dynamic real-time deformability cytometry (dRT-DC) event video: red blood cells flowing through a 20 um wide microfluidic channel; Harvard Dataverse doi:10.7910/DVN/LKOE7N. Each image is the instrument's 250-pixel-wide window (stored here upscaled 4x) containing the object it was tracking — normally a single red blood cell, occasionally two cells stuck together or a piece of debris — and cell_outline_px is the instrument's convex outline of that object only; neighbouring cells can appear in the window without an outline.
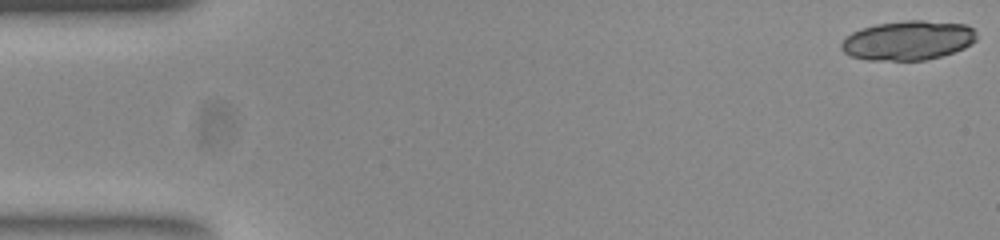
{"species": "common noctule bat (a hibernating species)", "species_latin": "Nyctalus noctula", "temperature_condition": "room temperature", "stored_images_in_passage": 52, "segment_of_instrument_passage": [1, 2], "camera_frame_rate_fps": 3000, "um_per_image_px": 0.085, "animal": {"sex": "female", "body_mass_g": 23.0, "forearm_length_mm": 53.4}, "frame": {"image": 1, "passage_image": 1, "time_ms": 0.0, "image_size_px": [1000, 240], "cell_outline_px": [[976, 40], [972, 44], [964, 48], [940, 56], [924, 60], [864, 60], [848, 56], [840, 48], [840, 44], [852, 32], [860, 28], [876, 24], [904, 20], [924, 20], [964, 24], [972, 28], [976, 32]], "centroid_in_image_um": [77.15, 3.43], "position_along_channel_um": 7.8, "area_um2": 31.21}}
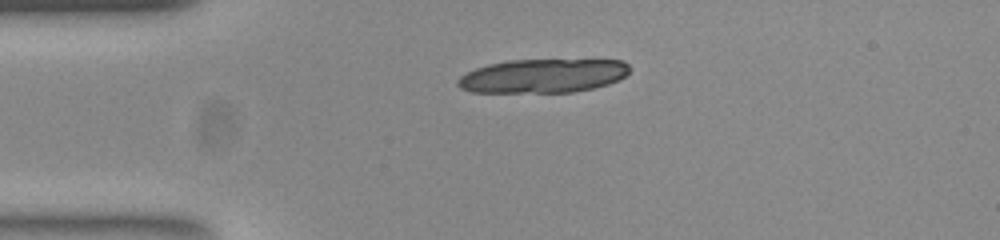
{"frame": {"image": 2, "passage_image": 12, "time_ms": 3.667, "image_size_px": [1000, 240], "cell_outline_px": [[632, 68], [620, 80], [608, 84], [592, 88], [572, 92], [472, 92], [460, 88], [456, 84], [456, 80], [460, 76], [476, 68], [488, 64], [508, 60], [624, 60]], "centroid_in_image_um": [46.15, 6.44], "position_along_channel_um": 38.8, "area_um2": 33.99}}